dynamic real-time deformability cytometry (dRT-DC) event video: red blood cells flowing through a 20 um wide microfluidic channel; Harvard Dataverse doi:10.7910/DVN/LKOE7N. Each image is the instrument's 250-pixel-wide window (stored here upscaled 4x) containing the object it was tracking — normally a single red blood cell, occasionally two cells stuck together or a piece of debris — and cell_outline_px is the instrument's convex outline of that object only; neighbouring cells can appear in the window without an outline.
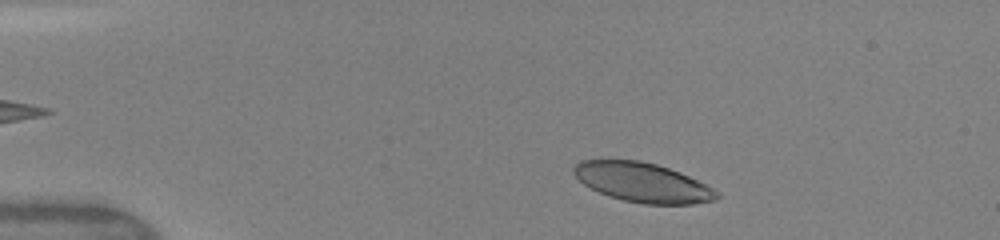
{"species": "human", "species_latin": "Homo sapiens", "temperature_condition": "warm", "stored_images_in_passage": 38, "camera_frame_rate_fps": 3000, "um_per_image_px": 0.085, "donor": {"sex": "female"}, "frame": {"image": 1, "passage_image": 4, "time_ms": 1.0, "image_size_px": [1000, 240], "cell_outline_px": [[720, 196], [716, 200], [692, 204], [644, 204], [624, 200], [608, 196], [584, 184], [572, 172], [572, 168], [580, 160], [640, 160], [656, 164], [680, 172], [720, 192]], "centroid_in_image_um": [54.63, 15.51], "position_along_channel_um": 30.4, "area_um2": 32.66}}
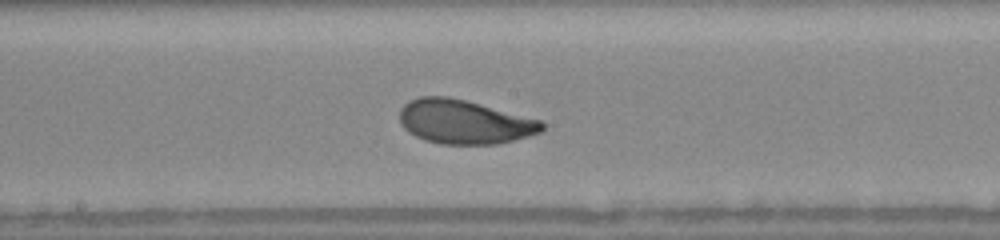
{"frame": {"image": 2, "passage_image": 22, "time_ms": 7.0, "image_size_px": [1000, 240], "cell_outline_px": [[544, 128], [540, 132], [528, 136], [496, 144], [440, 144], [424, 140], [408, 132], [400, 124], [400, 108], [408, 100], [420, 96], [448, 96], [480, 104], [540, 120], [544, 124]], "centroid_in_image_um": [39.41, 10.35], "position_along_channel_um": 208.8, "area_um2": 36.41}}
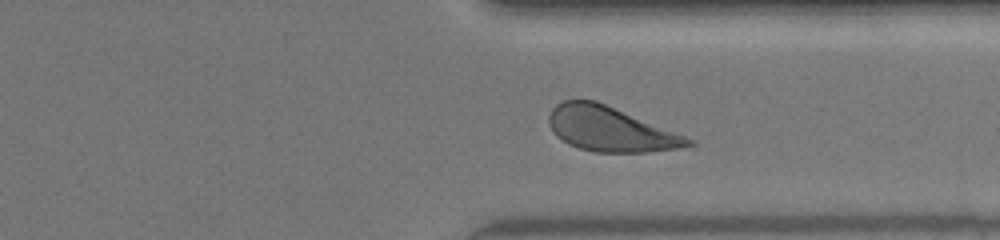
{"frame": {"image": 3, "passage_image": 33, "time_ms": 10.667, "image_size_px": [1000, 240], "cell_outline_px": [[696, 144], [680, 148], [648, 152], [596, 152], [580, 148], [568, 144], [556, 136], [552, 132], [548, 124], [548, 116], [552, 108], [556, 104], [564, 100], [596, 100], [684, 136], [692, 140]], "centroid_in_image_um": [51.81, 10.97], "position_along_channel_um": 359.6, "area_um2": 35.95}, "authors_computed_cell_mechanics": {"area_um2": 36.125, "velocity_mm_per_s": 4.1076, "shape_relaxation_time_tau1_ms": 2.1908, "shape_relaxation_time_tau2_ms": 1.1823, "deformation_change_tau1": 0.1272, "deformation_change_tau2": 0.0746}}